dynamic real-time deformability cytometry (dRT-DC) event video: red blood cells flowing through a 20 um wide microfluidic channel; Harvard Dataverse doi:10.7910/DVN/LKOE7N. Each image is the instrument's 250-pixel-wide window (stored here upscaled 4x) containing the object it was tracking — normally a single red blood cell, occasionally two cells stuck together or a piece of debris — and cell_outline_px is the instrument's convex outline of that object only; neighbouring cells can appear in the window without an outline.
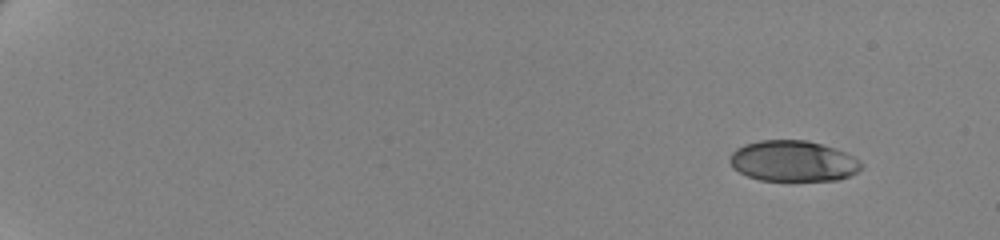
{"species": "human", "species_latin": "Homo sapiens", "temperature_condition": "cold", "stored_images_in_passage": 56, "camera_frame_rate_fps": 3000, "um_per_image_px": 0.085, "donor": {"sex": "female"}, "frame": {"image": 1, "passage_image": 1, "time_ms": 0.0, "image_size_px": [1000, 240], "cell_outline_px": [[860, 168], [856, 172], [840, 180], [760, 180], [748, 176], [732, 168], [728, 160], [732, 152], [736, 148], [744, 144], [760, 140], [808, 140], [844, 152], [852, 156], [860, 164]], "centroid_in_image_um": [67.34, 13.69], "position_along_channel_um": 17.7, "area_um2": 30.98}}
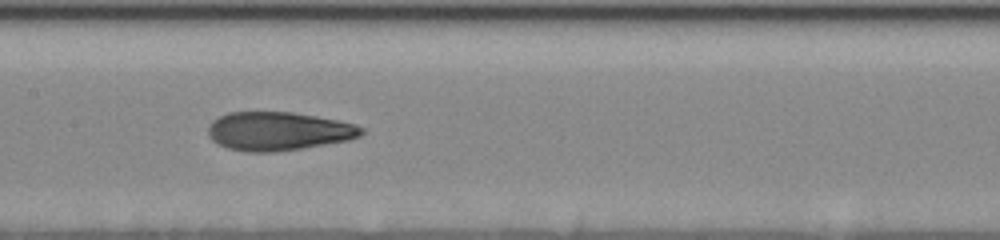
{"frame": {"image": 2, "passage_image": 30, "time_ms": 9.667, "image_size_px": [1000, 240], "cell_outline_px": [[364, 132], [360, 136], [348, 140], [300, 148], [272, 152], [244, 152], [228, 148], [212, 140], [208, 136], [208, 128], [212, 120], [228, 112], [292, 112], [316, 116], [356, 124], [364, 128]], "centroid_in_image_um": [23.65, 11.14], "position_along_channel_um": 183.8, "area_um2": 34.33}}
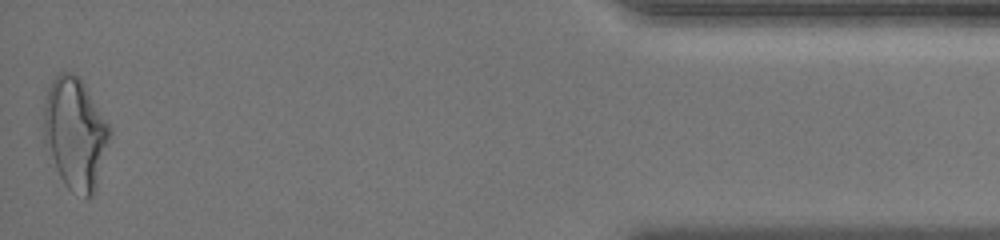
{"frame": {"image": 3, "passage_image": 56, "time_ms": 18.333, "image_size_px": [1000, 240], "cell_outline_px": [[108, 136], [96, 192], [92, 196], [84, 196], [72, 192], [64, 184], [56, 168], [44, 140], [44, 104], [48, 88], [52, 80], [60, 72], [68, 72], [76, 76], [84, 84], [108, 124]], "centroid_in_image_um": [6.36, 11.35], "position_along_channel_um": 428.8, "area_um2": 41.67}, "authors_computed_cell_mechanics": {"area_um2": 34.102, "velocity_mm_per_s": 3.4982, "shape_relaxation_time_tau1_ms": 4.7574, "shape_relaxation_time_tau2_ms": 1.8216, "deformation_change_tau1": 0.1873, "deformation_change_tau2": 0.0996}}